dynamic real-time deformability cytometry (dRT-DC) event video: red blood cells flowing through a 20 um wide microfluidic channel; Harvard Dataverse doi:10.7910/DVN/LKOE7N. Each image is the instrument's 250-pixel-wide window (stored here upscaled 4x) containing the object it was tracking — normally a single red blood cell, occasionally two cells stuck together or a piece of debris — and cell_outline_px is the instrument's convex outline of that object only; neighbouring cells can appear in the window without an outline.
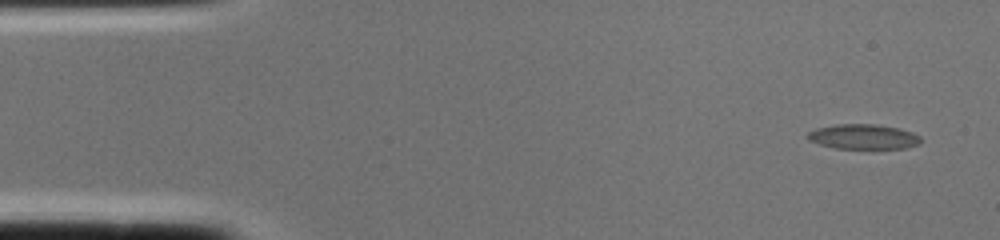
{"species": "common noctule bat (a hibernating species)", "species_latin": "Nyctalus noctula", "temperature_condition": "cold", "stored_images_in_passage": 2, "camera_frame_rate_fps": 3000, "um_per_image_px": 0.085, "animal": {"sex": "female", "body_mass_g": 22.0, "forearm_length_mm": 56.7}, "frame": {"image": 1, "passage_image": 1, "time_ms": 0.0, "image_size_px": [1000, 240], "cell_outline_px": [[920, 144], [904, 148], [836, 148], [820, 144], [808, 140], [804, 136], [808, 132], [816, 128], [836, 124], [876, 124], [900, 128], [912, 132], [920, 136]], "centroid_in_image_um": [73.36, 11.61], "position_along_channel_um": 11.6, "area_um2": 16.47}}
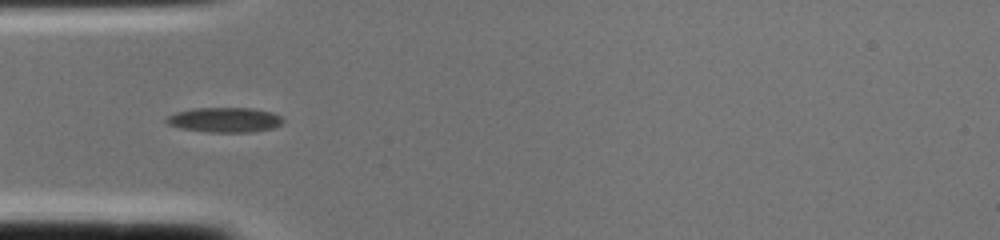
{"frame": {"image": 2, "passage_image": 2, "time_ms": 0.333, "image_size_px": [1000, 240], "cell_outline_px": [[284, 120], [280, 124], [272, 128], [252, 132], [208, 132], [180, 128], [168, 124], [164, 120], [168, 116], [176, 112], [192, 108], [252, 108], [272, 112], [280, 116]], "centroid_in_image_um": [19.08, 10.18], "position_along_channel_um": 65.9, "area_um2": 16.88}}